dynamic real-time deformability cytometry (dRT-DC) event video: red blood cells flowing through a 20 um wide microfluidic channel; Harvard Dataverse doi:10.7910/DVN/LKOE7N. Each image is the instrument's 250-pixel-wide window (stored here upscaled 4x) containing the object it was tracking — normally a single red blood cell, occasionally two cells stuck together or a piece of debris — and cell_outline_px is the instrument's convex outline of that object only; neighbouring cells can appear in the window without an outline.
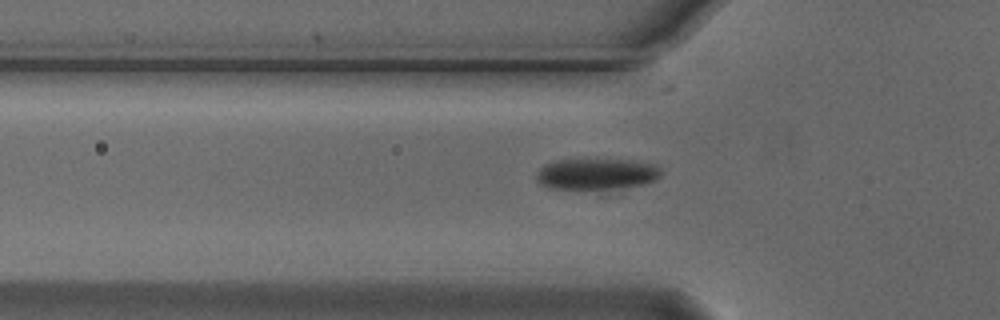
{"species": "Egyptian fruit bat (a non-hibernating species)", "species_latin": "Rousettus aegyptiacus", "temperature_condition": "cold", "stored_images_in_passage": 29, "camera_frame_rate_fps": 3000, "um_per_image_px": 0.085, "animal": {"sex": "male"}, "frame": {"image": 1, "passage_image": 3, "time_ms": 0.667, "image_size_px": [1000, 320], "cell_outline_px": [[664, 172], [656, 180], [608, 196], [600, 196], [548, 188], [540, 184], [536, 180], [536, 172], [544, 164], [552, 160], [596, 156], [632, 160], [656, 164]], "centroid_in_image_um": [50.72, 14.87], "position_along_channel_um": 75.1, "area_um2": 26.65}}
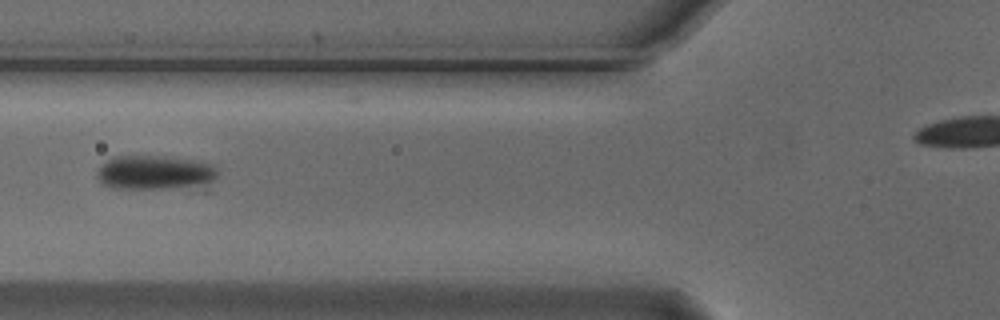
{"frame": {"image": 2, "passage_image": 6, "time_ms": 1.667, "image_size_px": [1000, 320], "cell_outline_px": [[216, 176], [212, 192], [188, 192], [112, 188], [104, 184], [96, 176], [96, 172], [108, 160], [116, 156], [164, 156], [212, 164], [216, 168]], "centroid_in_image_um": [13.4, 14.8], "position_along_channel_um": 112.4, "area_um2": 26.18}}
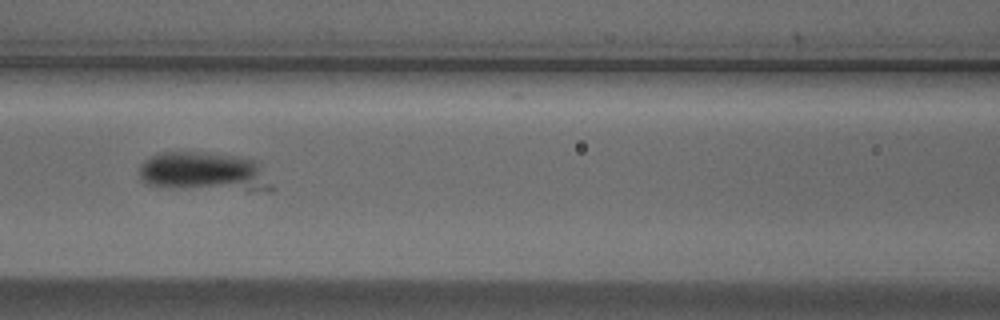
{"frame": {"image": 3, "passage_image": 9, "time_ms": 2.667, "image_size_px": [1000, 320], "cell_outline_px": [[276, 188], [272, 192], [168, 188], [144, 184], [140, 180], [140, 164], [144, 160], [160, 152], [196, 152], [232, 156], [256, 160]], "centroid_in_image_um": [17.37, 14.65], "position_along_channel_um": 149.2, "area_um2": 30.92}}